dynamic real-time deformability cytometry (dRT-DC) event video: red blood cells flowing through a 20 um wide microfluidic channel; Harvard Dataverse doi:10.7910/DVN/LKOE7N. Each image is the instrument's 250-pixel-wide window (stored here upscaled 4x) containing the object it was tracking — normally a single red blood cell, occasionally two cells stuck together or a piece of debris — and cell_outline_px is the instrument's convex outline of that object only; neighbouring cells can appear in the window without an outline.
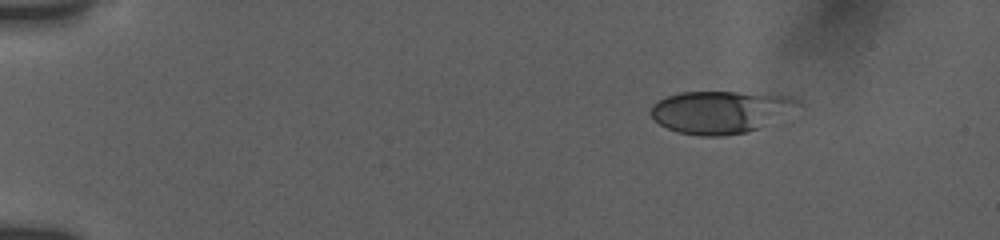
{"species": "human", "species_latin": "Homo sapiens", "temperature_condition": "room temperature", "stored_images_in_passage": 10, "camera_frame_rate_fps": 3000, "um_per_image_px": 0.085, "donor": {"sex": "female"}, "frame": {"image": 1, "passage_image": 1, "time_ms": 0.0, "image_size_px": [1000, 240], "cell_outline_px": [[764, 96], [756, 128], [744, 132], [720, 136], [700, 136], [676, 132], [660, 124], [652, 116], [652, 108], [660, 100], [668, 96], [680, 92], [736, 92]], "centroid_in_image_um": [60.26, 9.59], "position_along_channel_um": 24.7, "area_um2": 29.54}}
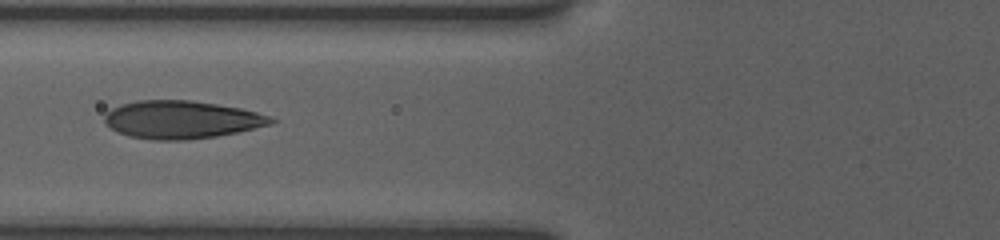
{"frame": {"image": 2, "passage_image": 6, "time_ms": 5.0, "image_size_px": [1000, 240], "cell_outline_px": [[276, 120], [268, 124], [236, 132], [212, 136], [180, 140], [152, 140], [132, 136], [120, 132], [112, 128], [104, 120], [104, 116], [112, 108], [120, 104], [140, 100], [188, 100], [216, 104], [240, 108], [256, 112], [268, 116]], "centroid_in_image_um": [15.38, 10.15], "position_along_channel_um": 110.4, "area_um2": 35.89}}
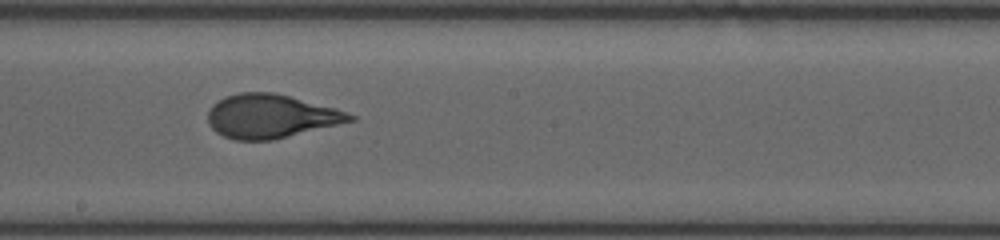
{"frame": {"image": 3, "passage_image": 9, "time_ms": 8.0, "image_size_px": [1000, 240], "cell_outline_px": [[356, 120], [272, 140], [232, 140], [216, 132], [212, 128], [208, 120], [208, 112], [212, 104], [228, 96], [240, 92], [276, 92], [336, 108], [356, 116]], "centroid_in_image_um": [23.02, 9.88], "position_along_channel_um": 225.2, "area_um2": 36.13}}